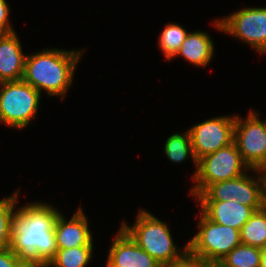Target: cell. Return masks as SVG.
Here are the masks:
<instances>
[{
  "label": "cell",
  "mask_w": 266,
  "mask_h": 267,
  "mask_svg": "<svg viewBox=\"0 0 266 267\" xmlns=\"http://www.w3.org/2000/svg\"><path fill=\"white\" fill-rule=\"evenodd\" d=\"M12 227L10 249L23 260L46 266L57 250L54 221L59 211L48 203L18 207Z\"/></svg>",
  "instance_id": "1"
},
{
  "label": "cell",
  "mask_w": 266,
  "mask_h": 267,
  "mask_svg": "<svg viewBox=\"0 0 266 267\" xmlns=\"http://www.w3.org/2000/svg\"><path fill=\"white\" fill-rule=\"evenodd\" d=\"M83 51L45 48L26 55L22 80L40 93L44 90L50 97L64 99L73 83L76 65Z\"/></svg>",
  "instance_id": "2"
},
{
  "label": "cell",
  "mask_w": 266,
  "mask_h": 267,
  "mask_svg": "<svg viewBox=\"0 0 266 267\" xmlns=\"http://www.w3.org/2000/svg\"><path fill=\"white\" fill-rule=\"evenodd\" d=\"M133 226L125 221L120 225L130 237L162 267L183 261L188 256V244L178 249L168 224L147 210L140 209Z\"/></svg>",
  "instance_id": "3"
},
{
  "label": "cell",
  "mask_w": 266,
  "mask_h": 267,
  "mask_svg": "<svg viewBox=\"0 0 266 267\" xmlns=\"http://www.w3.org/2000/svg\"><path fill=\"white\" fill-rule=\"evenodd\" d=\"M249 166L244 162L235 143L205 155L197 161V170L193 174L194 186L190 195L194 198L204 192L211 184L235 179L247 173Z\"/></svg>",
  "instance_id": "4"
},
{
  "label": "cell",
  "mask_w": 266,
  "mask_h": 267,
  "mask_svg": "<svg viewBox=\"0 0 266 267\" xmlns=\"http://www.w3.org/2000/svg\"><path fill=\"white\" fill-rule=\"evenodd\" d=\"M41 93L29 83H0V122L17 129L26 127L38 113Z\"/></svg>",
  "instance_id": "5"
},
{
  "label": "cell",
  "mask_w": 266,
  "mask_h": 267,
  "mask_svg": "<svg viewBox=\"0 0 266 267\" xmlns=\"http://www.w3.org/2000/svg\"><path fill=\"white\" fill-rule=\"evenodd\" d=\"M199 213L198 232L187 242L190 258L222 259L241 244L240 230L215 223Z\"/></svg>",
  "instance_id": "6"
},
{
  "label": "cell",
  "mask_w": 266,
  "mask_h": 267,
  "mask_svg": "<svg viewBox=\"0 0 266 267\" xmlns=\"http://www.w3.org/2000/svg\"><path fill=\"white\" fill-rule=\"evenodd\" d=\"M213 25L219 31L239 38L256 52L266 54V8H244L214 21Z\"/></svg>",
  "instance_id": "7"
},
{
  "label": "cell",
  "mask_w": 266,
  "mask_h": 267,
  "mask_svg": "<svg viewBox=\"0 0 266 267\" xmlns=\"http://www.w3.org/2000/svg\"><path fill=\"white\" fill-rule=\"evenodd\" d=\"M257 176L248 173L235 179L211 184L204 192L195 197L197 201H230L236 200L254 211L262 209V181L258 170L251 169Z\"/></svg>",
  "instance_id": "8"
},
{
  "label": "cell",
  "mask_w": 266,
  "mask_h": 267,
  "mask_svg": "<svg viewBox=\"0 0 266 267\" xmlns=\"http://www.w3.org/2000/svg\"><path fill=\"white\" fill-rule=\"evenodd\" d=\"M259 115L253 110L245 119L236 115L233 140L244 162L256 170L266 167L265 120L262 121Z\"/></svg>",
  "instance_id": "9"
},
{
  "label": "cell",
  "mask_w": 266,
  "mask_h": 267,
  "mask_svg": "<svg viewBox=\"0 0 266 267\" xmlns=\"http://www.w3.org/2000/svg\"><path fill=\"white\" fill-rule=\"evenodd\" d=\"M235 119L236 115L218 116L188 129L197 161L233 143Z\"/></svg>",
  "instance_id": "10"
},
{
  "label": "cell",
  "mask_w": 266,
  "mask_h": 267,
  "mask_svg": "<svg viewBox=\"0 0 266 267\" xmlns=\"http://www.w3.org/2000/svg\"><path fill=\"white\" fill-rule=\"evenodd\" d=\"M105 267H162L120 226L107 256Z\"/></svg>",
  "instance_id": "11"
},
{
  "label": "cell",
  "mask_w": 266,
  "mask_h": 267,
  "mask_svg": "<svg viewBox=\"0 0 266 267\" xmlns=\"http://www.w3.org/2000/svg\"><path fill=\"white\" fill-rule=\"evenodd\" d=\"M76 211L68 221L61 212L56 216L54 234L57 249L93 246L87 216L81 207Z\"/></svg>",
  "instance_id": "12"
},
{
  "label": "cell",
  "mask_w": 266,
  "mask_h": 267,
  "mask_svg": "<svg viewBox=\"0 0 266 267\" xmlns=\"http://www.w3.org/2000/svg\"><path fill=\"white\" fill-rule=\"evenodd\" d=\"M197 205L201 206V212L209 220L240 231L245 222L255 212L251 207L244 206L236 200L198 201Z\"/></svg>",
  "instance_id": "13"
},
{
  "label": "cell",
  "mask_w": 266,
  "mask_h": 267,
  "mask_svg": "<svg viewBox=\"0 0 266 267\" xmlns=\"http://www.w3.org/2000/svg\"><path fill=\"white\" fill-rule=\"evenodd\" d=\"M26 54L14 31L0 36V83L20 81L23 78Z\"/></svg>",
  "instance_id": "14"
},
{
  "label": "cell",
  "mask_w": 266,
  "mask_h": 267,
  "mask_svg": "<svg viewBox=\"0 0 266 267\" xmlns=\"http://www.w3.org/2000/svg\"><path fill=\"white\" fill-rule=\"evenodd\" d=\"M214 42L208 33L197 30L189 32L176 56H182L192 65L206 67L214 57Z\"/></svg>",
  "instance_id": "15"
},
{
  "label": "cell",
  "mask_w": 266,
  "mask_h": 267,
  "mask_svg": "<svg viewBox=\"0 0 266 267\" xmlns=\"http://www.w3.org/2000/svg\"><path fill=\"white\" fill-rule=\"evenodd\" d=\"M241 244L263 249L266 246V208L255 211L240 231Z\"/></svg>",
  "instance_id": "16"
},
{
  "label": "cell",
  "mask_w": 266,
  "mask_h": 267,
  "mask_svg": "<svg viewBox=\"0 0 266 267\" xmlns=\"http://www.w3.org/2000/svg\"><path fill=\"white\" fill-rule=\"evenodd\" d=\"M164 152L169 161L177 164L186 161L191 155V159L197 170V160L193 153L191 137L188 129L183 134L175 133L170 135L165 141Z\"/></svg>",
  "instance_id": "17"
},
{
  "label": "cell",
  "mask_w": 266,
  "mask_h": 267,
  "mask_svg": "<svg viewBox=\"0 0 266 267\" xmlns=\"http://www.w3.org/2000/svg\"><path fill=\"white\" fill-rule=\"evenodd\" d=\"M94 246L57 249L45 267H86L92 259Z\"/></svg>",
  "instance_id": "18"
},
{
  "label": "cell",
  "mask_w": 266,
  "mask_h": 267,
  "mask_svg": "<svg viewBox=\"0 0 266 267\" xmlns=\"http://www.w3.org/2000/svg\"><path fill=\"white\" fill-rule=\"evenodd\" d=\"M19 189L9 197L0 200V251L10 248L12 227L16 217V204L18 201Z\"/></svg>",
  "instance_id": "19"
},
{
  "label": "cell",
  "mask_w": 266,
  "mask_h": 267,
  "mask_svg": "<svg viewBox=\"0 0 266 267\" xmlns=\"http://www.w3.org/2000/svg\"><path fill=\"white\" fill-rule=\"evenodd\" d=\"M188 33L186 29L176 23H169L165 26L160 33L158 44L166 60L173 59Z\"/></svg>",
  "instance_id": "20"
},
{
  "label": "cell",
  "mask_w": 266,
  "mask_h": 267,
  "mask_svg": "<svg viewBox=\"0 0 266 267\" xmlns=\"http://www.w3.org/2000/svg\"><path fill=\"white\" fill-rule=\"evenodd\" d=\"M222 259L230 267H261L262 249L240 244Z\"/></svg>",
  "instance_id": "21"
},
{
  "label": "cell",
  "mask_w": 266,
  "mask_h": 267,
  "mask_svg": "<svg viewBox=\"0 0 266 267\" xmlns=\"http://www.w3.org/2000/svg\"><path fill=\"white\" fill-rule=\"evenodd\" d=\"M9 4L6 0H0V36H4L14 32L9 22Z\"/></svg>",
  "instance_id": "22"
},
{
  "label": "cell",
  "mask_w": 266,
  "mask_h": 267,
  "mask_svg": "<svg viewBox=\"0 0 266 267\" xmlns=\"http://www.w3.org/2000/svg\"><path fill=\"white\" fill-rule=\"evenodd\" d=\"M21 260L10 248L0 251V267H15Z\"/></svg>",
  "instance_id": "23"
},
{
  "label": "cell",
  "mask_w": 266,
  "mask_h": 267,
  "mask_svg": "<svg viewBox=\"0 0 266 267\" xmlns=\"http://www.w3.org/2000/svg\"><path fill=\"white\" fill-rule=\"evenodd\" d=\"M199 267H230L223 259L219 258H193Z\"/></svg>",
  "instance_id": "24"
},
{
  "label": "cell",
  "mask_w": 266,
  "mask_h": 267,
  "mask_svg": "<svg viewBox=\"0 0 266 267\" xmlns=\"http://www.w3.org/2000/svg\"><path fill=\"white\" fill-rule=\"evenodd\" d=\"M262 181V201L266 208V167L257 169Z\"/></svg>",
  "instance_id": "25"
},
{
  "label": "cell",
  "mask_w": 266,
  "mask_h": 267,
  "mask_svg": "<svg viewBox=\"0 0 266 267\" xmlns=\"http://www.w3.org/2000/svg\"><path fill=\"white\" fill-rule=\"evenodd\" d=\"M168 267H199V264L193 258L187 256L183 261Z\"/></svg>",
  "instance_id": "26"
},
{
  "label": "cell",
  "mask_w": 266,
  "mask_h": 267,
  "mask_svg": "<svg viewBox=\"0 0 266 267\" xmlns=\"http://www.w3.org/2000/svg\"><path fill=\"white\" fill-rule=\"evenodd\" d=\"M15 267H45L44 265L32 260H21Z\"/></svg>",
  "instance_id": "27"
},
{
  "label": "cell",
  "mask_w": 266,
  "mask_h": 267,
  "mask_svg": "<svg viewBox=\"0 0 266 267\" xmlns=\"http://www.w3.org/2000/svg\"><path fill=\"white\" fill-rule=\"evenodd\" d=\"M261 267H266V246L262 249Z\"/></svg>",
  "instance_id": "28"
}]
</instances>
